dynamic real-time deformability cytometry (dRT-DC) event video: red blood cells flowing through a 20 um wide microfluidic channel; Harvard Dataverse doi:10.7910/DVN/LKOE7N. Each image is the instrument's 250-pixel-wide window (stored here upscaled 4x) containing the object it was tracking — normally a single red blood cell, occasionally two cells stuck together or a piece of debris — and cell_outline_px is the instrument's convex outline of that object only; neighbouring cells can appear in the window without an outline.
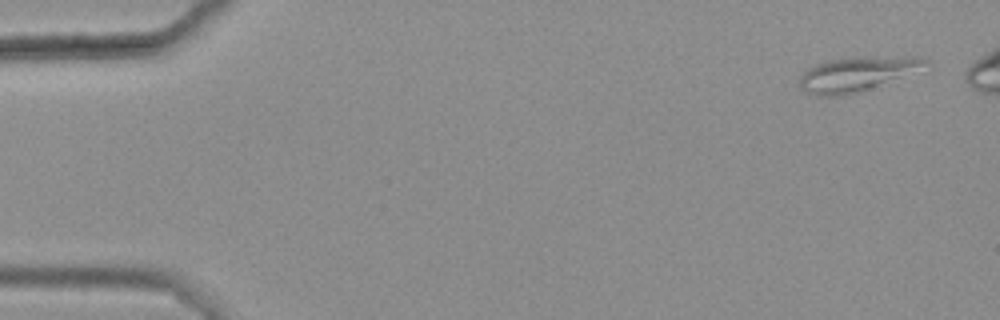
{"species": "common noctule bat (a hibernating species)", "species_latin": "Nyctalus noctula", "temperature_condition": "warm", "stored_images_in_passage": 5, "camera_frame_rate_fps": 3000, "um_per_image_px": 0.085, "animal": {"sex": "female", "body_mass_g": 25.1}, "frame": {"image": 1, "passage_image": 1, "time_ms": 0.0, "image_size_px": [1000, 320], "cell_outline_px": [[932, 64], [844, 96], [816, 96], [804, 92], [800, 88], [800, 76], [808, 68], [816, 64], [828, 60], [908, 56], [924, 56]], "centroid_in_image_um": [72.76, 6.29], "position_along_channel_um": 12.2, "area_um2": 24.22}}